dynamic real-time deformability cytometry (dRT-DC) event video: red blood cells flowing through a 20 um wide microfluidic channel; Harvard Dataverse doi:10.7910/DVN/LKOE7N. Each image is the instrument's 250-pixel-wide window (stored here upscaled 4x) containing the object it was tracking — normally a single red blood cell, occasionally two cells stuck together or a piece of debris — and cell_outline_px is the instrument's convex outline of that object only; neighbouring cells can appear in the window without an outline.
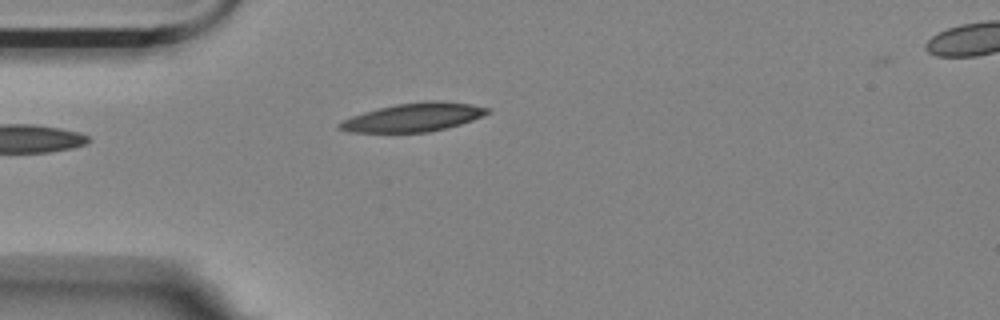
{"species": "Egyptian fruit bat (a non-hibernating species)", "species_latin": "Rousettus aegyptiacus", "temperature_condition": "room temperature", "stored_images_in_passage": 21, "camera_frame_rate_fps": 3000, "um_per_image_px": 0.085, "animal": {"sex": "female"}, "frame": {"image": 1, "passage_image": 1, "time_ms": 0.0, "image_size_px": [1000, 320], "cell_outline_px": [[492, 108], [488, 112], [472, 120], [460, 124], [428, 132], [348, 132], [336, 128], [336, 124], [352, 116], [364, 112], [396, 104], [424, 100], [444, 100], [472, 104]], "centroid_in_image_um": [35.14, 9.95], "position_along_channel_um": 49.9, "area_um2": 24.57}}
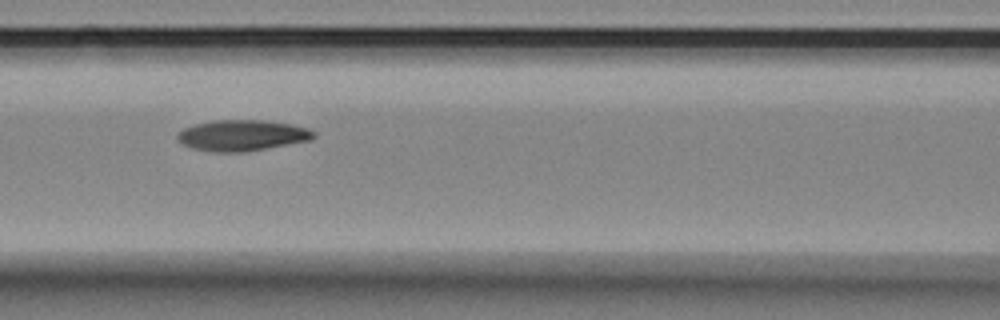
{"frame": {"image": 2, "passage_image": 10, "time_ms": 3.0, "image_size_px": [1000, 320], "cell_outline_px": [[316, 136], [312, 140], [248, 152], [208, 152], [192, 148], [176, 140], [176, 132], [184, 128], [196, 124], [212, 120], [264, 120], [292, 124], [308, 128], [316, 132]], "centroid_in_image_um": [20.59, 11.51], "position_along_channel_um": 146.0, "area_um2": 25.03}}
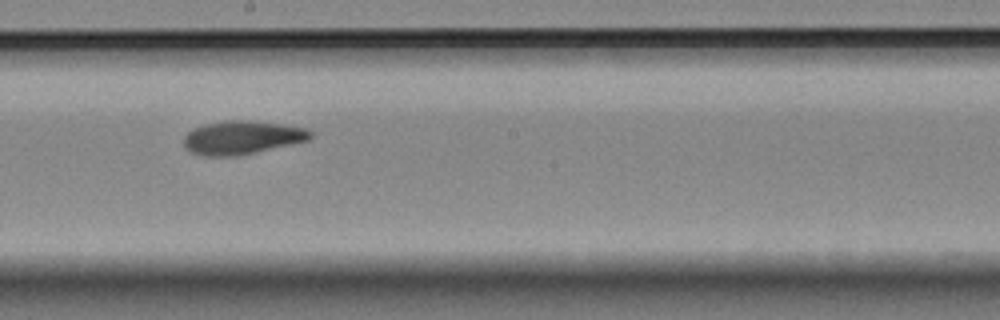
{"frame": {"image": 3, "passage_image": 17, "time_ms": 5.333, "image_size_px": [1000, 320], "cell_outline_px": [[312, 136], [308, 140], [236, 156], [204, 156], [192, 152], [184, 148], [184, 136], [188, 132], [204, 124], [228, 120], [248, 120], [280, 124], [308, 128], [312, 132]], "centroid_in_image_um": [20.56, 11.68], "position_along_channel_um": 227.6, "area_um2": 24.45}}